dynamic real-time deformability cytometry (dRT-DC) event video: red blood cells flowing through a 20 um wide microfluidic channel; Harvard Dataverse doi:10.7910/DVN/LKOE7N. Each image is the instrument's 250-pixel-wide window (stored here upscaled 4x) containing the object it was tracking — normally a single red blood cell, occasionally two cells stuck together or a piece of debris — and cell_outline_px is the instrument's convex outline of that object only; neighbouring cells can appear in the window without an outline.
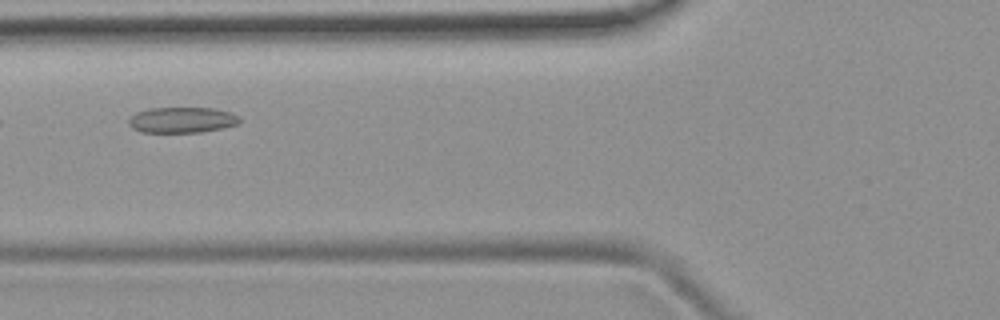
{"species": "common noctule bat (a hibernating species)", "species_latin": "Nyctalus noctula", "temperature_condition": "room temperature", "stored_images_in_passage": 7, "camera_frame_rate_fps": 3000, "um_per_image_px": 0.085, "animal": {"sex": "female", "body_mass_g": 19.9}, "frame": {"image": 1, "passage_image": 4, "time_ms": 3.333, "image_size_px": [1000, 320], "cell_outline_px": [[240, 124], [200, 132], [140, 132], [132, 128], [128, 124], [128, 120], [136, 112], [148, 108], [212, 108], [232, 112], [240, 116]], "centroid_in_image_um": [15.48, 10.19], "position_along_channel_um": 110.3, "area_um2": 16.7}}
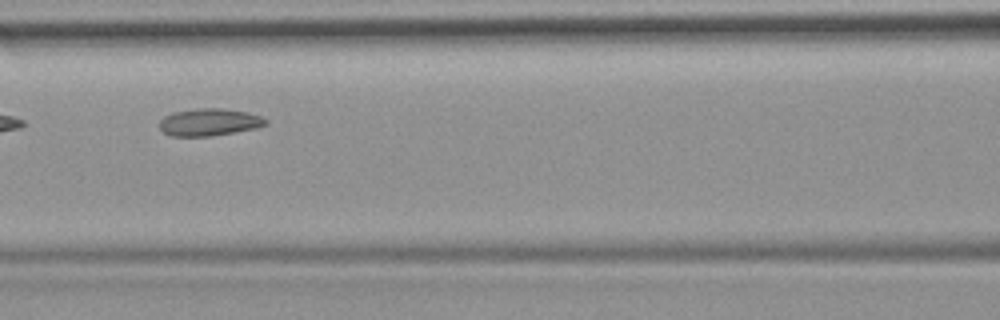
{"frame": {"image": 2, "passage_image": 5, "time_ms": 4.333, "image_size_px": [1000, 320], "cell_outline_px": [[268, 124], [256, 128], [212, 136], [172, 136], [164, 132], [160, 128], [160, 120], [164, 116], [172, 112], [196, 108], [224, 108], [248, 112], [260, 116], [268, 120]], "centroid_in_image_um": [17.8, 10.37], "position_along_channel_um": 148.8, "area_um2": 16.99}}
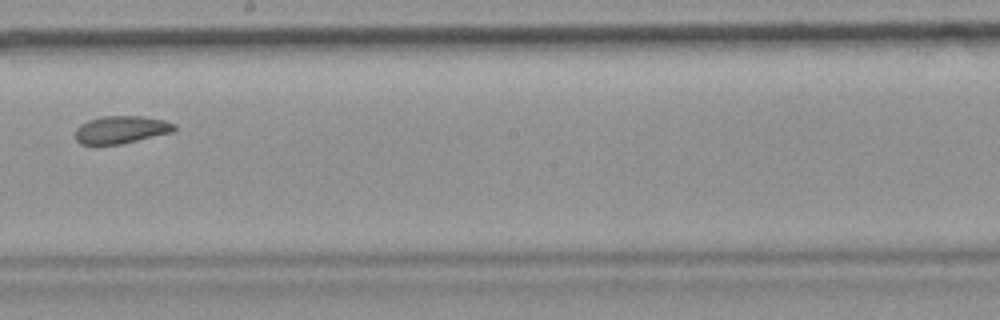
{"frame": {"image": 3, "passage_image": 7, "time_ms": 6.667, "image_size_px": [1000, 320], "cell_outline_px": [[176, 128], [172, 132], [120, 144], [80, 144], [76, 140], [76, 128], [80, 124], [88, 120], [104, 116], [144, 116], [164, 120], [176, 124]], "centroid_in_image_um": [10.29, 11.01], "position_along_channel_um": 237.9, "area_um2": 15.84}}